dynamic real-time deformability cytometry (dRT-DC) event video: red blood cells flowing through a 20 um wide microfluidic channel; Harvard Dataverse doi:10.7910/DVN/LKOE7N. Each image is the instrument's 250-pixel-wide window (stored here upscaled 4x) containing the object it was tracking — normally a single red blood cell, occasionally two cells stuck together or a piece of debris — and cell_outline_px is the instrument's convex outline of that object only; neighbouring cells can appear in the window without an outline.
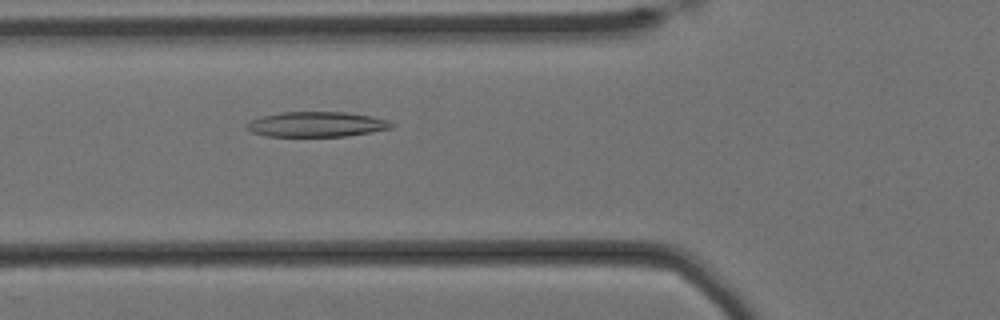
{"species": "Egyptian fruit bat (a non-hibernating species)", "species_latin": "Rousettus aegyptiacus", "temperature_condition": "cold", "stored_images_in_passage": 56, "camera_frame_rate_fps": 3000, "um_per_image_px": 0.085, "animal": {"sex": "female"}, "frame": {"image": 1, "passage_image": 18, "time_ms": 5.667, "image_size_px": [1000, 320], "cell_outline_px": [[396, 124], [392, 128], [372, 132], [348, 136], [268, 136], [252, 132], [244, 128], [244, 124], [260, 116], [280, 112], [344, 112], [372, 116], [388, 120]], "centroid_in_image_um": [26.91, 10.56], "position_along_channel_um": 98.9, "area_um2": 21.39}}
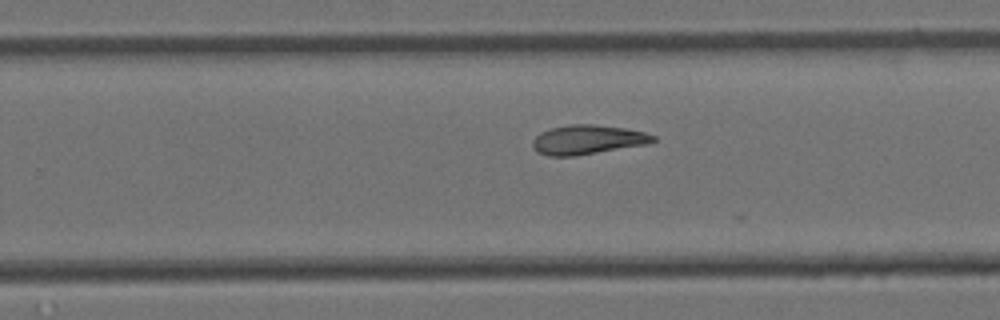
{"frame": {"image": 2, "passage_image": 34, "time_ms": 11.0, "image_size_px": [1000, 320], "cell_outline_px": [[656, 140], [648, 144], [576, 156], [548, 156], [536, 152], [532, 148], [532, 140], [540, 132], [552, 128], [572, 124], [596, 124], [624, 128], [644, 132], [656, 136]], "centroid_in_image_um": [49.93, 11.88], "position_along_channel_um": 279.9, "area_um2": 20.75}}
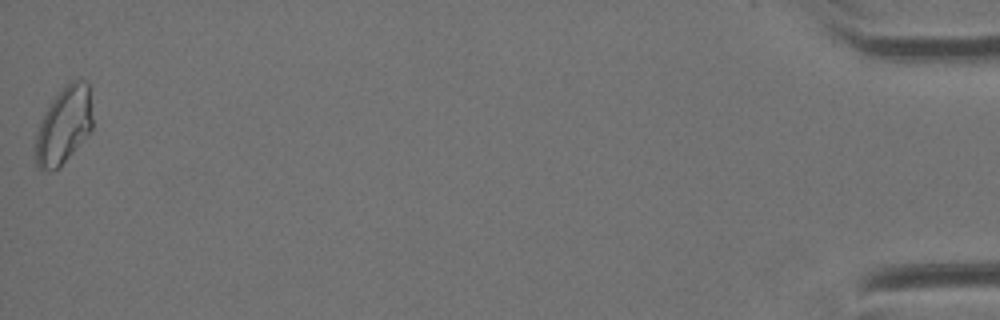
{"frame": {"image": 3, "passage_image": 56, "time_ms": 18.333, "image_size_px": [1000, 320], "cell_outline_px": [[92, 132], [60, 168], [52, 172], [40, 168], [36, 164], [36, 136], [44, 112], [56, 92], [72, 80], [84, 80], [88, 84], [92, 120]], "centroid_in_image_um": [5.44, 10.68], "position_along_channel_um": 429.8, "area_um2": 25.84}, "authors_computed_cell_mechanics": {"area_um2": 21.5883, "velocity_mm_per_s": 3.399, "shape_relaxation_time_tau1_ms": null, "shape_relaxation_time_tau2_ms": 7.9347, "deformation_change_tau1": null, "deformation_change_tau2": 0.1594}}